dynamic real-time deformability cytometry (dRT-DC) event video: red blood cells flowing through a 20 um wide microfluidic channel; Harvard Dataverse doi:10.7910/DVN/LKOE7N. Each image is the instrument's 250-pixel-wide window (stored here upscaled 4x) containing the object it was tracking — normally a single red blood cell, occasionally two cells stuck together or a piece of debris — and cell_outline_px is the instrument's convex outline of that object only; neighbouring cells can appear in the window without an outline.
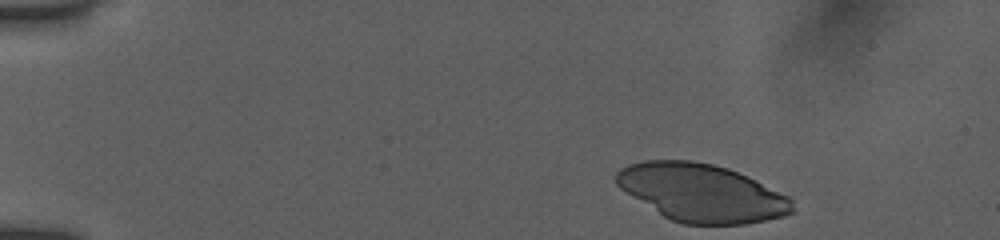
{"species": "human", "species_latin": "Homo sapiens", "temperature_condition": "room temperature", "stored_images_in_passage": 41, "camera_frame_rate_fps": 3000, "um_per_image_px": 0.085, "donor": {"sex": "female"}, "frame": {"image": 1, "passage_image": 1, "time_ms": 0.0, "image_size_px": [1000, 240], "cell_outline_px": [[796, 212], [784, 216], [744, 224], [684, 224], [672, 220], [664, 216], [620, 188], [616, 184], [616, 172], [620, 168], [628, 164], [644, 160], [692, 160], [712, 164], [728, 168], [748, 176], [788, 196], [792, 200]], "centroid_in_image_um": [59.66, 16.38], "position_along_channel_um": 25.3, "area_um2": 59.07}}